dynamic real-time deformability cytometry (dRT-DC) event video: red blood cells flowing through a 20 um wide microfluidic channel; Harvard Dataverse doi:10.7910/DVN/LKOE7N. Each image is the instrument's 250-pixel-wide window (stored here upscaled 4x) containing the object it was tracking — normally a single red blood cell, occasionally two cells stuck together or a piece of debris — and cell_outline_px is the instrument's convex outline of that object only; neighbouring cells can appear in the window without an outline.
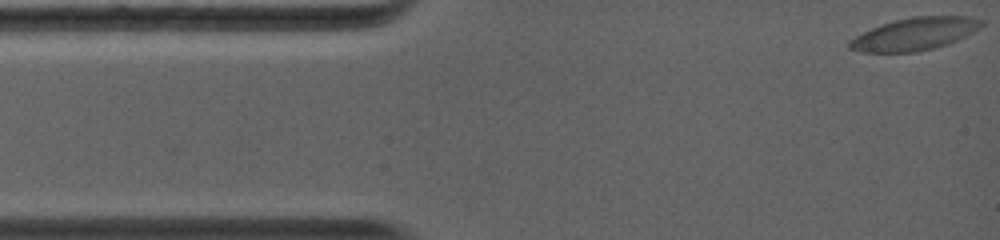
{"species": "common noctule bat (a hibernating species)", "species_latin": "Nyctalus noctula", "temperature_condition": "warm", "stored_images_in_passage": 11, "camera_frame_rate_fps": 5000, "um_per_image_px": 0.085, "animal": {"sex": "female", "body_mass_g": 19.0, "forearm_length_mm": 56.7}, "frame": {"image": 1, "passage_image": 1, "time_ms": 0.0, "image_size_px": [1000, 240], "cell_outline_px": [[984, 24], [980, 28], [948, 44], [916, 52], [864, 52], [848, 48], [848, 40], [880, 24], [912, 16], [968, 16], [984, 20]], "centroid_in_image_um": [77.75, 2.88], "position_along_channel_um": 7.2, "area_um2": 24.91}}
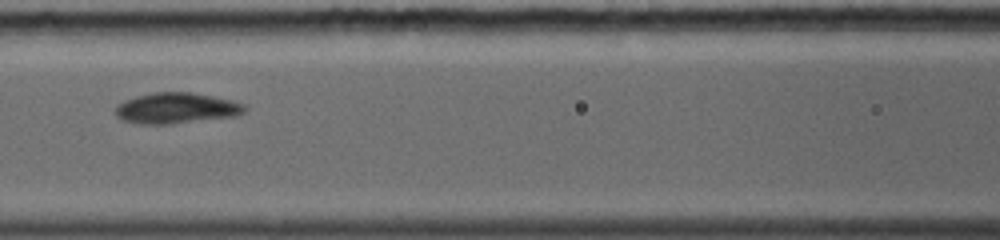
{"frame": {"image": 2, "passage_image": 7, "time_ms": 5.4, "image_size_px": [1000, 240], "cell_outline_px": [[248, 108], [244, 112], [236, 116], [168, 124], [140, 124], [124, 120], [116, 116], [116, 108], [124, 100], [136, 96], [152, 92], [188, 92], [212, 96], [232, 100], [244, 104]], "centroid_in_image_um": [15.01, 9.19], "position_along_channel_um": 151.6, "area_um2": 23.06}}
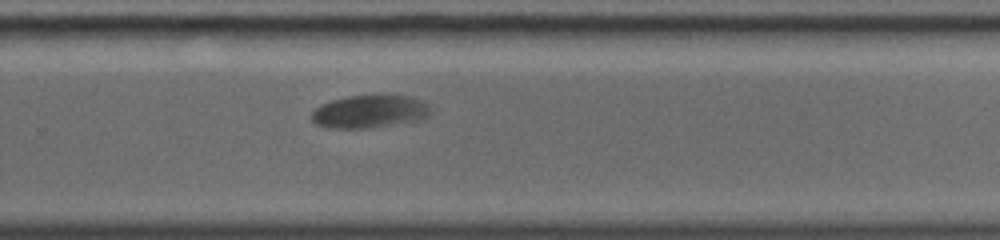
{"frame": {"image": 3, "passage_image": 11, "time_ms": 9.0, "image_size_px": [1000, 240], "cell_outline_px": [[432, 112], [428, 116], [420, 120], [368, 128], [328, 128], [316, 124], [312, 120], [312, 112], [320, 104], [332, 100], [348, 96], [380, 92], [392, 92], [408, 96], [420, 100], [428, 104], [432, 108]], "centroid_in_image_um": [31.47, 9.43], "position_along_channel_um": 298.3, "area_um2": 23.7}}